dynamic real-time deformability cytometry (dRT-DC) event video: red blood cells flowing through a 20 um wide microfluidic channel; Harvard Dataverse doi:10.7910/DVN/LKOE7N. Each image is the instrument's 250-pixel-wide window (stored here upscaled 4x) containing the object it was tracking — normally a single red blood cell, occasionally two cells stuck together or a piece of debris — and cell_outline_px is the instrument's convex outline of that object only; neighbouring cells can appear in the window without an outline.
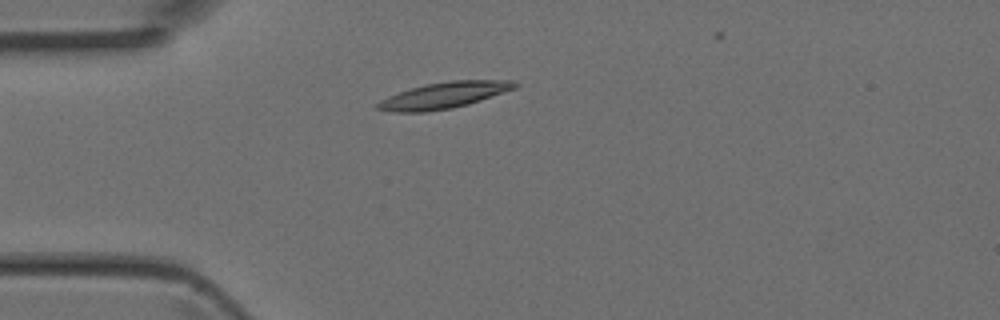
{"species": "Egyptian fruit bat (a non-hibernating species)", "species_latin": "Rousettus aegyptiacus", "temperature_condition": "room temperature", "stored_images_in_passage": 3, "camera_frame_rate_fps": 3000, "um_per_image_px": 0.085, "animal": {"sex": "female"}, "frame": {"image": 1, "passage_image": 3, "time_ms": 0.667, "image_size_px": [1000, 320], "cell_outline_px": [[520, 84], [516, 88], [468, 104], [452, 108], [424, 112], [392, 112], [376, 108], [376, 104], [380, 100], [388, 96], [424, 84], [452, 80], [516, 80]], "centroid_in_image_um": [37.76, 8.09], "position_along_channel_um": 47.2, "area_um2": 20.92}}